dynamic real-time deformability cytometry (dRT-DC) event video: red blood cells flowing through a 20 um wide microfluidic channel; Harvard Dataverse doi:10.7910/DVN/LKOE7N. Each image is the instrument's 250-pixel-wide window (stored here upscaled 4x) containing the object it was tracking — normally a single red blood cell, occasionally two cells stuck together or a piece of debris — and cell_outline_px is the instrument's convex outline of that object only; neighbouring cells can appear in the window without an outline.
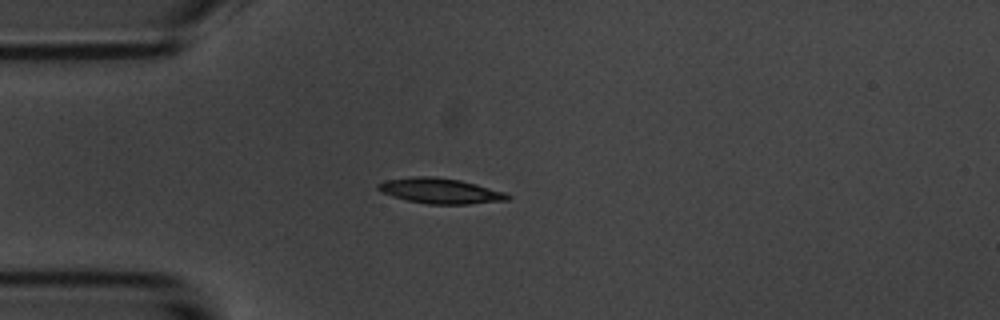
{"species": "common noctule bat (a hibernating species)", "species_latin": "Nyctalus noctula", "temperature_condition": "room temperature", "stored_images_in_passage": 3, "camera_frame_rate_fps": 3000, "um_per_image_px": 0.085, "animal": {"sex": "male", "body_mass_g": 20.1, "forearm_length_mm": 53.5}, "frame": {"image": 1, "passage_image": 3, "time_ms": 3.0, "image_size_px": [1000, 320], "cell_outline_px": [[512, 196], [508, 200], [468, 204], [428, 204], [408, 200], [392, 196], [380, 192], [376, 188], [376, 184], [384, 180], [412, 176], [436, 176], [460, 180], [476, 184], [504, 192]], "centroid_in_image_um": [37.37, 16.21], "position_along_channel_um": 47.6, "area_um2": 19.25}}